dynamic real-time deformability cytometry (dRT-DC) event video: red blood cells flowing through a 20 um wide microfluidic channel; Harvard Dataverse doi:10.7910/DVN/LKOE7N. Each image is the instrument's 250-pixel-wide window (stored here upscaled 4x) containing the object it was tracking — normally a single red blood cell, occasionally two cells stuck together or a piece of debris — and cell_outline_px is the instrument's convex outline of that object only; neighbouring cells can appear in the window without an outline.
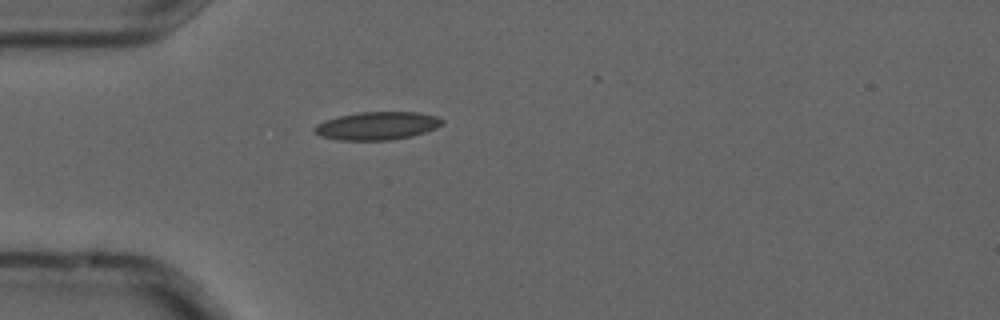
{"species": "common noctule bat (a hibernating species)", "species_latin": "Nyctalus noctula", "temperature_condition": "cold", "stored_images_in_passage": 1, "camera_frame_rate_fps": 3000, "um_per_image_px": 0.085, "animal": {"sex": "male", "forearm_length_mm": 52.5}, "frame": {"image": 1, "passage_image": 1, "time_ms": 0.0, "image_size_px": [1000, 320], "cell_outline_px": [[444, 120], [436, 128], [412, 136], [392, 140], [340, 140], [320, 136], [312, 132], [312, 128], [316, 124], [324, 120], [340, 116], [360, 112], [416, 112], [436, 116]], "centroid_in_image_um": [32.0, 10.7], "position_along_channel_um": 53.0, "area_um2": 20.87}}